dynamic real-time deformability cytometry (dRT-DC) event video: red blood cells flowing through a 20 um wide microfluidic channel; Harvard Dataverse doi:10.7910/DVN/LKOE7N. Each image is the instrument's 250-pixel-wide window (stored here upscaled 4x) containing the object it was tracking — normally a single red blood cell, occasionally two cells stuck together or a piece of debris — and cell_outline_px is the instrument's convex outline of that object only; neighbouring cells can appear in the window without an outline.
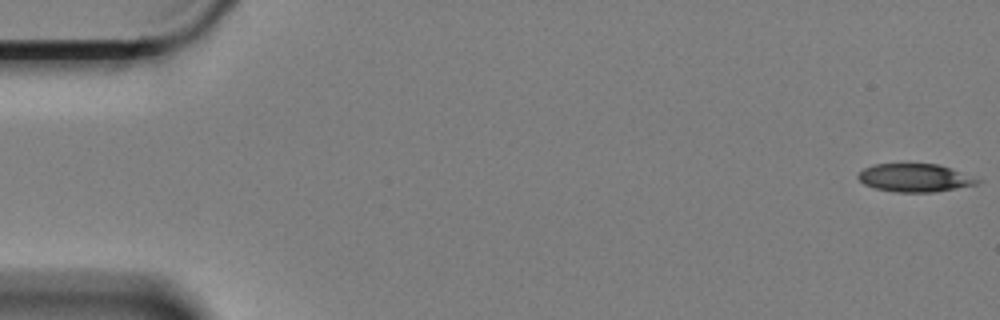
{"species": "Egyptian fruit bat (a non-hibernating species)", "species_latin": "Rousettus aegyptiacus", "temperature_condition": "cold", "stored_images_in_passage": 6, "camera_frame_rate_fps": 3000, "um_per_image_px": 0.085, "animal": {"sex": "female"}, "frame": {"image": 1, "passage_image": 1, "time_ms": 0.0, "image_size_px": [1000, 320], "cell_outline_px": [[984, 180], [976, 184], [936, 192], [896, 192], [876, 188], [864, 184], [856, 176], [864, 168], [872, 164], [936, 164], [952, 168]], "centroid_in_image_um": [77.78, 15.11], "position_along_channel_um": 7.2, "area_um2": 19.54}}
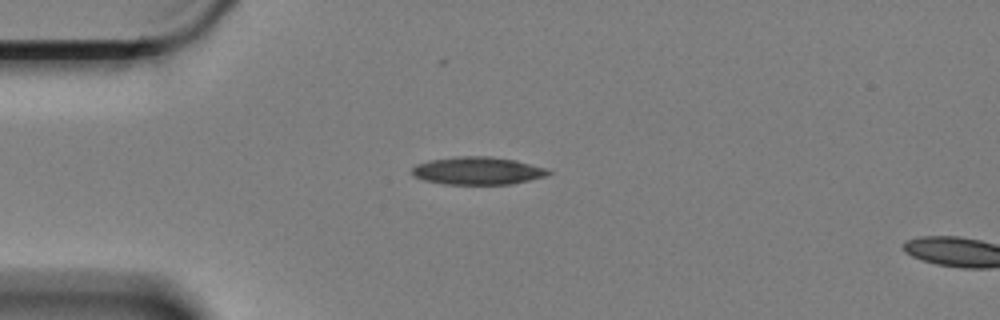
{"frame": {"image": 2, "passage_image": 5, "time_ms": 1.333, "image_size_px": [1000, 320], "cell_outline_px": [[552, 172], [548, 176], [512, 184], [444, 184], [424, 180], [412, 176], [412, 168], [416, 164], [428, 160], [456, 156], [492, 156], [516, 160], [544, 168]], "centroid_in_image_um": [40.58, 14.51], "position_along_channel_um": 44.4, "area_um2": 22.2}}